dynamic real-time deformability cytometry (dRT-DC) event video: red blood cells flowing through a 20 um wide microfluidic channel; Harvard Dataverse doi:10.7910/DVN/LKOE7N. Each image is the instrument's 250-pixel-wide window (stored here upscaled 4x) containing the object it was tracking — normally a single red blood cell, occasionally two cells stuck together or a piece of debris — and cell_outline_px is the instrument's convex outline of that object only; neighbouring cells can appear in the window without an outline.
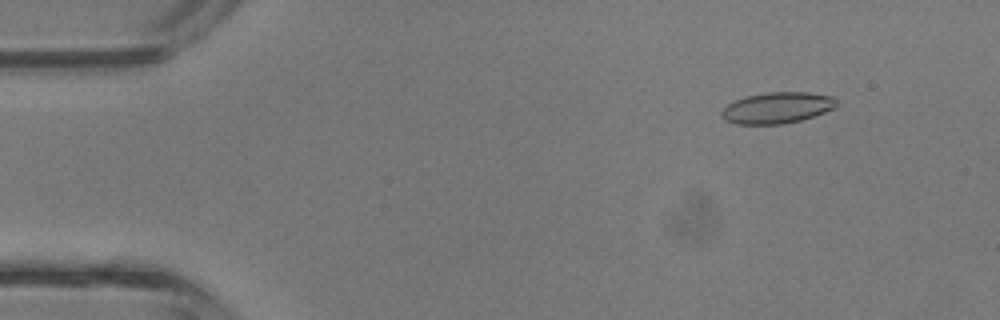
{"species": "common noctule bat (a hibernating species)", "species_latin": "Nyctalus noctula", "temperature_condition": "room temperature", "stored_images_in_passage": 41, "camera_frame_rate_fps": 3000, "um_per_image_px": 0.085, "animal": {"sex": "male", "body_mass_g": 13.3}, "frame": {"image": 1, "passage_image": 5, "time_ms": 1.333, "image_size_px": [1000, 320], "cell_outline_px": [[836, 104], [832, 108], [824, 112], [800, 120], [784, 124], [736, 124], [724, 120], [720, 116], [720, 112], [728, 104], [736, 100], [748, 96], [768, 92], [808, 92], [832, 96], [836, 100]], "centroid_in_image_um": [66.01, 9.17], "position_along_channel_um": 19.0, "area_um2": 20.69}}
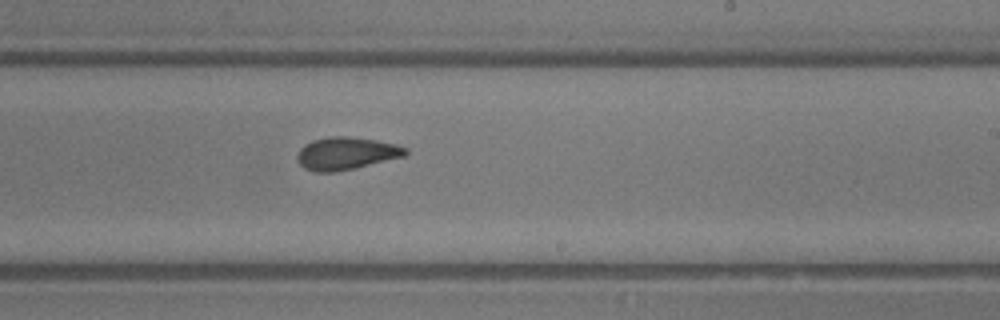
{"frame": {"image": 2, "passage_image": 25, "time_ms": 8.0, "image_size_px": [1000, 320], "cell_outline_px": [[408, 152], [404, 156], [336, 172], [316, 172], [304, 168], [296, 160], [296, 156], [300, 148], [304, 144], [312, 140], [328, 136], [348, 136], [376, 140], [396, 144], [408, 148]], "centroid_in_image_um": [29.39, 13.03], "position_along_channel_um": 259.6, "area_um2": 20.58}}
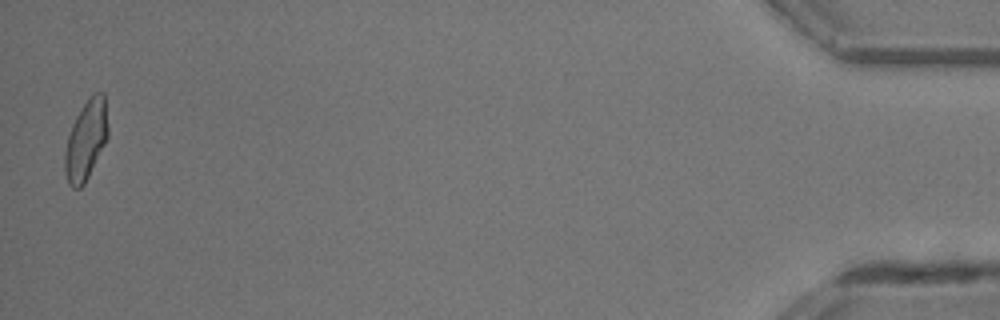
{"frame": {"image": 3, "passage_image": 41, "time_ms": 13.333, "image_size_px": [1000, 320], "cell_outline_px": [[108, 136], [84, 184], [80, 188], [72, 188], [68, 184], [64, 172], [64, 152], [68, 136], [72, 124], [76, 116], [92, 92], [104, 92], [108, 124]], "centroid_in_image_um": [7.29, 11.89], "position_along_channel_um": 427.9, "area_um2": 20.0}, "authors_computed_cell_mechanics": {"area_um2": 20.5768, "velocity_mm_per_s": 4.9986, "shape_relaxation_time_tau1_ms": null, "shape_relaxation_time_tau2_ms": 1.5507, "deformation_change_tau1": null, "deformation_change_tau2": 0.0816}}